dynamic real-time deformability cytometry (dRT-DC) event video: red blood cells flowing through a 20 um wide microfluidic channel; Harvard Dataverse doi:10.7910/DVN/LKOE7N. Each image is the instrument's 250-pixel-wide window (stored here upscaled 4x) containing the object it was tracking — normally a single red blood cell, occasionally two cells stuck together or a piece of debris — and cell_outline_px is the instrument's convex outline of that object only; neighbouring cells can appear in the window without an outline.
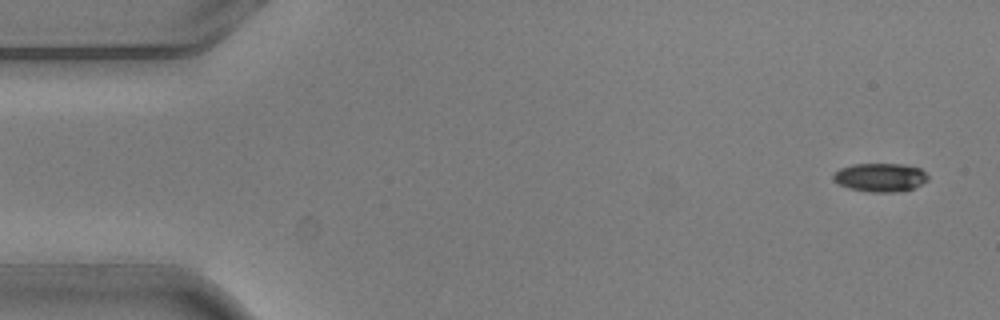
{"species": "common noctule bat (a hibernating species)", "species_latin": "Nyctalus noctula", "temperature_condition": "warm", "stored_images_in_passage": 4, "camera_frame_rate_fps": 3000, "um_per_image_px": 0.085, "animal": {"sex": "male", "body_mass_g": 20.5, "forearm_length_mm": 52.5}, "frame": {"image": 1, "passage_image": 1, "time_ms": 0.0, "image_size_px": [1000, 320], "cell_outline_px": [[928, 180], [912, 188], [896, 192], [872, 192], [848, 188], [832, 180], [832, 176], [840, 168], [852, 164], [904, 164], [920, 168], [928, 176]], "centroid_in_image_um": [74.8, 15.07], "position_along_channel_um": 10.2, "area_um2": 15.66}}